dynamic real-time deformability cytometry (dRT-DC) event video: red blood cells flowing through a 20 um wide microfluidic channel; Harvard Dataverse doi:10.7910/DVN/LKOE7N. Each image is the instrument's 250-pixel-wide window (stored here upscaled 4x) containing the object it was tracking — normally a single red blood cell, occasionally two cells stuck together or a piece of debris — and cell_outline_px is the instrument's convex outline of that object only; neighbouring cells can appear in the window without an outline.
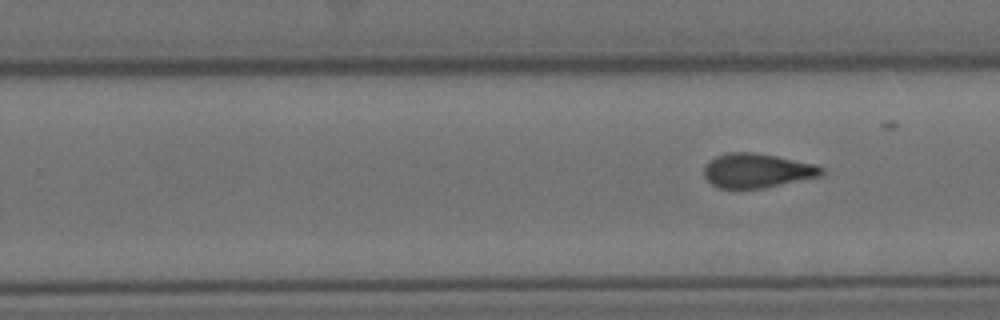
{"species": "Egyptian fruit bat (a non-hibernating species)", "species_latin": "Rousettus aegyptiacus", "temperature_condition": "cold", "stored_images_in_passage": 10, "segment_of_instrument_passage": [2, 2], "camera_frame_rate_fps": 3000, "um_per_image_px": 0.085, "animal": {"sex": "female"}, "frame": {"image": 1, "passage_image": 10, "time_ms": 11.0, "image_size_px": [1000, 320], "cell_outline_px": [[824, 172], [820, 176], [764, 188], [716, 188], [704, 176], [704, 164], [708, 160], [716, 156], [728, 152], [752, 152], [776, 156], [816, 164], [824, 168]], "centroid_in_image_um": [64.32, 14.49], "position_along_channel_um": 265.5, "area_um2": 23.58}}